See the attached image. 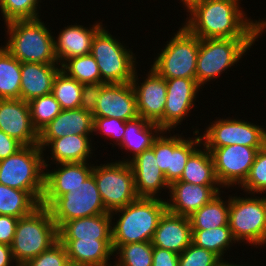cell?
Wrapping results in <instances>:
<instances>
[{
  "label": "cell",
  "mask_w": 266,
  "mask_h": 266,
  "mask_svg": "<svg viewBox=\"0 0 266 266\" xmlns=\"http://www.w3.org/2000/svg\"><path fill=\"white\" fill-rule=\"evenodd\" d=\"M21 62L0 45V99H20Z\"/></svg>",
  "instance_id": "obj_33"
},
{
  "label": "cell",
  "mask_w": 266,
  "mask_h": 266,
  "mask_svg": "<svg viewBox=\"0 0 266 266\" xmlns=\"http://www.w3.org/2000/svg\"><path fill=\"white\" fill-rule=\"evenodd\" d=\"M68 262L67 250L58 240L48 250L28 260L23 266H65Z\"/></svg>",
  "instance_id": "obj_43"
},
{
  "label": "cell",
  "mask_w": 266,
  "mask_h": 266,
  "mask_svg": "<svg viewBox=\"0 0 266 266\" xmlns=\"http://www.w3.org/2000/svg\"><path fill=\"white\" fill-rule=\"evenodd\" d=\"M128 163L133 171L135 190L138 197L162 198L169 191V184L164 172L157 165L152 147L144 150Z\"/></svg>",
  "instance_id": "obj_21"
},
{
  "label": "cell",
  "mask_w": 266,
  "mask_h": 266,
  "mask_svg": "<svg viewBox=\"0 0 266 266\" xmlns=\"http://www.w3.org/2000/svg\"><path fill=\"white\" fill-rule=\"evenodd\" d=\"M0 266H19L13 258L11 246L9 245L0 244Z\"/></svg>",
  "instance_id": "obj_48"
},
{
  "label": "cell",
  "mask_w": 266,
  "mask_h": 266,
  "mask_svg": "<svg viewBox=\"0 0 266 266\" xmlns=\"http://www.w3.org/2000/svg\"><path fill=\"white\" fill-rule=\"evenodd\" d=\"M153 246L181 254L192 243L189 217L165 211L151 240Z\"/></svg>",
  "instance_id": "obj_23"
},
{
  "label": "cell",
  "mask_w": 266,
  "mask_h": 266,
  "mask_svg": "<svg viewBox=\"0 0 266 266\" xmlns=\"http://www.w3.org/2000/svg\"><path fill=\"white\" fill-rule=\"evenodd\" d=\"M58 241V228L49 209L39 205L30 214L19 218L11 245L13 258L19 266L48 250Z\"/></svg>",
  "instance_id": "obj_5"
},
{
  "label": "cell",
  "mask_w": 266,
  "mask_h": 266,
  "mask_svg": "<svg viewBox=\"0 0 266 266\" xmlns=\"http://www.w3.org/2000/svg\"><path fill=\"white\" fill-rule=\"evenodd\" d=\"M152 266H179V254L153 246Z\"/></svg>",
  "instance_id": "obj_46"
},
{
  "label": "cell",
  "mask_w": 266,
  "mask_h": 266,
  "mask_svg": "<svg viewBox=\"0 0 266 266\" xmlns=\"http://www.w3.org/2000/svg\"><path fill=\"white\" fill-rule=\"evenodd\" d=\"M194 1H196V0H180V3H182V8H187L192 2H194Z\"/></svg>",
  "instance_id": "obj_50"
},
{
  "label": "cell",
  "mask_w": 266,
  "mask_h": 266,
  "mask_svg": "<svg viewBox=\"0 0 266 266\" xmlns=\"http://www.w3.org/2000/svg\"><path fill=\"white\" fill-rule=\"evenodd\" d=\"M83 84L60 70L53 82L52 94L62 110L77 109L81 102Z\"/></svg>",
  "instance_id": "obj_36"
},
{
  "label": "cell",
  "mask_w": 266,
  "mask_h": 266,
  "mask_svg": "<svg viewBox=\"0 0 266 266\" xmlns=\"http://www.w3.org/2000/svg\"><path fill=\"white\" fill-rule=\"evenodd\" d=\"M139 69L135 70L131 84L133 86L137 111L139 117L150 122L157 123L163 130V113L166 103L167 85L166 79L159 75L153 68L147 70L141 81L138 77Z\"/></svg>",
  "instance_id": "obj_15"
},
{
  "label": "cell",
  "mask_w": 266,
  "mask_h": 266,
  "mask_svg": "<svg viewBox=\"0 0 266 266\" xmlns=\"http://www.w3.org/2000/svg\"><path fill=\"white\" fill-rule=\"evenodd\" d=\"M102 83L83 84L79 108L92 115L96 111L97 99L101 94Z\"/></svg>",
  "instance_id": "obj_44"
},
{
  "label": "cell",
  "mask_w": 266,
  "mask_h": 266,
  "mask_svg": "<svg viewBox=\"0 0 266 266\" xmlns=\"http://www.w3.org/2000/svg\"><path fill=\"white\" fill-rule=\"evenodd\" d=\"M19 218L0 215V244L11 246Z\"/></svg>",
  "instance_id": "obj_45"
},
{
  "label": "cell",
  "mask_w": 266,
  "mask_h": 266,
  "mask_svg": "<svg viewBox=\"0 0 266 266\" xmlns=\"http://www.w3.org/2000/svg\"><path fill=\"white\" fill-rule=\"evenodd\" d=\"M220 258L211 251L191 243L179 254V266H218Z\"/></svg>",
  "instance_id": "obj_42"
},
{
  "label": "cell",
  "mask_w": 266,
  "mask_h": 266,
  "mask_svg": "<svg viewBox=\"0 0 266 266\" xmlns=\"http://www.w3.org/2000/svg\"><path fill=\"white\" fill-rule=\"evenodd\" d=\"M178 181L195 185H220L215 174L212 156L204 145L189 157Z\"/></svg>",
  "instance_id": "obj_30"
},
{
  "label": "cell",
  "mask_w": 266,
  "mask_h": 266,
  "mask_svg": "<svg viewBox=\"0 0 266 266\" xmlns=\"http://www.w3.org/2000/svg\"><path fill=\"white\" fill-rule=\"evenodd\" d=\"M241 1L196 0L184 9L188 15L181 24L199 39L261 38L266 31V18L248 17L240 7Z\"/></svg>",
  "instance_id": "obj_1"
},
{
  "label": "cell",
  "mask_w": 266,
  "mask_h": 266,
  "mask_svg": "<svg viewBox=\"0 0 266 266\" xmlns=\"http://www.w3.org/2000/svg\"><path fill=\"white\" fill-rule=\"evenodd\" d=\"M244 194H229L228 225L238 246L246 243L262 249L266 247V195Z\"/></svg>",
  "instance_id": "obj_7"
},
{
  "label": "cell",
  "mask_w": 266,
  "mask_h": 266,
  "mask_svg": "<svg viewBox=\"0 0 266 266\" xmlns=\"http://www.w3.org/2000/svg\"><path fill=\"white\" fill-rule=\"evenodd\" d=\"M192 243L213 252L220 259H224L228 255L227 250H231L232 246L234 247L235 244H238L231 233L229 225L207 230L192 229Z\"/></svg>",
  "instance_id": "obj_32"
},
{
  "label": "cell",
  "mask_w": 266,
  "mask_h": 266,
  "mask_svg": "<svg viewBox=\"0 0 266 266\" xmlns=\"http://www.w3.org/2000/svg\"><path fill=\"white\" fill-rule=\"evenodd\" d=\"M48 209L57 228L73 219L108 213L92 174L80 185L58 197Z\"/></svg>",
  "instance_id": "obj_13"
},
{
  "label": "cell",
  "mask_w": 266,
  "mask_h": 266,
  "mask_svg": "<svg viewBox=\"0 0 266 266\" xmlns=\"http://www.w3.org/2000/svg\"><path fill=\"white\" fill-rule=\"evenodd\" d=\"M40 203L28 192L0 183V215L21 218L30 214Z\"/></svg>",
  "instance_id": "obj_34"
},
{
  "label": "cell",
  "mask_w": 266,
  "mask_h": 266,
  "mask_svg": "<svg viewBox=\"0 0 266 266\" xmlns=\"http://www.w3.org/2000/svg\"><path fill=\"white\" fill-rule=\"evenodd\" d=\"M221 188V185H195L175 181L169 185V196L165 198L167 211L189 217L222 192Z\"/></svg>",
  "instance_id": "obj_19"
},
{
  "label": "cell",
  "mask_w": 266,
  "mask_h": 266,
  "mask_svg": "<svg viewBox=\"0 0 266 266\" xmlns=\"http://www.w3.org/2000/svg\"><path fill=\"white\" fill-rule=\"evenodd\" d=\"M192 130L193 136L188 138L183 133L172 135L171 131H162L153 141L157 165L164 172L169 185L181 178L189 157L202 145L200 130Z\"/></svg>",
  "instance_id": "obj_12"
},
{
  "label": "cell",
  "mask_w": 266,
  "mask_h": 266,
  "mask_svg": "<svg viewBox=\"0 0 266 266\" xmlns=\"http://www.w3.org/2000/svg\"><path fill=\"white\" fill-rule=\"evenodd\" d=\"M42 0H0L4 24L14 20L35 19L41 16ZM40 5V6H39ZM39 9V10H38Z\"/></svg>",
  "instance_id": "obj_39"
},
{
  "label": "cell",
  "mask_w": 266,
  "mask_h": 266,
  "mask_svg": "<svg viewBox=\"0 0 266 266\" xmlns=\"http://www.w3.org/2000/svg\"><path fill=\"white\" fill-rule=\"evenodd\" d=\"M207 150L212 156L217 180L226 190L238 188L245 182L259 151L235 144Z\"/></svg>",
  "instance_id": "obj_14"
},
{
  "label": "cell",
  "mask_w": 266,
  "mask_h": 266,
  "mask_svg": "<svg viewBox=\"0 0 266 266\" xmlns=\"http://www.w3.org/2000/svg\"><path fill=\"white\" fill-rule=\"evenodd\" d=\"M202 134V135H201ZM202 145L215 149L228 145H244L261 149L266 145V126L236 117H216L201 133Z\"/></svg>",
  "instance_id": "obj_11"
},
{
  "label": "cell",
  "mask_w": 266,
  "mask_h": 266,
  "mask_svg": "<svg viewBox=\"0 0 266 266\" xmlns=\"http://www.w3.org/2000/svg\"><path fill=\"white\" fill-rule=\"evenodd\" d=\"M65 266H79V265L72 263V262H68Z\"/></svg>",
  "instance_id": "obj_51"
},
{
  "label": "cell",
  "mask_w": 266,
  "mask_h": 266,
  "mask_svg": "<svg viewBox=\"0 0 266 266\" xmlns=\"http://www.w3.org/2000/svg\"><path fill=\"white\" fill-rule=\"evenodd\" d=\"M259 38L199 39L196 82L202 88L240 63Z\"/></svg>",
  "instance_id": "obj_4"
},
{
  "label": "cell",
  "mask_w": 266,
  "mask_h": 266,
  "mask_svg": "<svg viewBox=\"0 0 266 266\" xmlns=\"http://www.w3.org/2000/svg\"><path fill=\"white\" fill-rule=\"evenodd\" d=\"M176 31L150 66L165 79H196L199 38L182 24Z\"/></svg>",
  "instance_id": "obj_9"
},
{
  "label": "cell",
  "mask_w": 266,
  "mask_h": 266,
  "mask_svg": "<svg viewBox=\"0 0 266 266\" xmlns=\"http://www.w3.org/2000/svg\"><path fill=\"white\" fill-rule=\"evenodd\" d=\"M92 135L93 115L81 108L61 112L39 132L38 145L43 149L51 140L68 135Z\"/></svg>",
  "instance_id": "obj_25"
},
{
  "label": "cell",
  "mask_w": 266,
  "mask_h": 266,
  "mask_svg": "<svg viewBox=\"0 0 266 266\" xmlns=\"http://www.w3.org/2000/svg\"><path fill=\"white\" fill-rule=\"evenodd\" d=\"M28 103L32 124L38 133L62 110L52 93L35 98Z\"/></svg>",
  "instance_id": "obj_38"
},
{
  "label": "cell",
  "mask_w": 266,
  "mask_h": 266,
  "mask_svg": "<svg viewBox=\"0 0 266 266\" xmlns=\"http://www.w3.org/2000/svg\"><path fill=\"white\" fill-rule=\"evenodd\" d=\"M222 191L210 202L189 216L192 229H214L228 225L229 219V195L225 198ZM228 198V199H227ZM225 200V201H224Z\"/></svg>",
  "instance_id": "obj_31"
},
{
  "label": "cell",
  "mask_w": 266,
  "mask_h": 266,
  "mask_svg": "<svg viewBox=\"0 0 266 266\" xmlns=\"http://www.w3.org/2000/svg\"><path fill=\"white\" fill-rule=\"evenodd\" d=\"M42 148L24 145L16 153L0 161V183L28 191L41 203L45 188V165Z\"/></svg>",
  "instance_id": "obj_6"
},
{
  "label": "cell",
  "mask_w": 266,
  "mask_h": 266,
  "mask_svg": "<svg viewBox=\"0 0 266 266\" xmlns=\"http://www.w3.org/2000/svg\"><path fill=\"white\" fill-rule=\"evenodd\" d=\"M93 117H114L125 122L138 118L136 95L131 82L102 83Z\"/></svg>",
  "instance_id": "obj_18"
},
{
  "label": "cell",
  "mask_w": 266,
  "mask_h": 266,
  "mask_svg": "<svg viewBox=\"0 0 266 266\" xmlns=\"http://www.w3.org/2000/svg\"><path fill=\"white\" fill-rule=\"evenodd\" d=\"M24 145L0 130V161L16 153Z\"/></svg>",
  "instance_id": "obj_47"
},
{
  "label": "cell",
  "mask_w": 266,
  "mask_h": 266,
  "mask_svg": "<svg viewBox=\"0 0 266 266\" xmlns=\"http://www.w3.org/2000/svg\"><path fill=\"white\" fill-rule=\"evenodd\" d=\"M58 239L112 240L111 214L67 221L58 228Z\"/></svg>",
  "instance_id": "obj_28"
},
{
  "label": "cell",
  "mask_w": 266,
  "mask_h": 266,
  "mask_svg": "<svg viewBox=\"0 0 266 266\" xmlns=\"http://www.w3.org/2000/svg\"><path fill=\"white\" fill-rule=\"evenodd\" d=\"M58 240L65 246L69 262L79 266H113L112 240Z\"/></svg>",
  "instance_id": "obj_27"
},
{
  "label": "cell",
  "mask_w": 266,
  "mask_h": 266,
  "mask_svg": "<svg viewBox=\"0 0 266 266\" xmlns=\"http://www.w3.org/2000/svg\"><path fill=\"white\" fill-rule=\"evenodd\" d=\"M92 175L107 212L125 207L138 198L133 171L128 162L93 163Z\"/></svg>",
  "instance_id": "obj_10"
},
{
  "label": "cell",
  "mask_w": 266,
  "mask_h": 266,
  "mask_svg": "<svg viewBox=\"0 0 266 266\" xmlns=\"http://www.w3.org/2000/svg\"><path fill=\"white\" fill-rule=\"evenodd\" d=\"M95 22L89 27L76 23L60 29L59 35L54 36V52L58 64L62 66L68 59L91 54L92 40L103 27L102 21Z\"/></svg>",
  "instance_id": "obj_22"
},
{
  "label": "cell",
  "mask_w": 266,
  "mask_h": 266,
  "mask_svg": "<svg viewBox=\"0 0 266 266\" xmlns=\"http://www.w3.org/2000/svg\"><path fill=\"white\" fill-rule=\"evenodd\" d=\"M92 162L58 163L54 169L45 165V188L40 204L48 208L58 197L84 182L93 172Z\"/></svg>",
  "instance_id": "obj_17"
},
{
  "label": "cell",
  "mask_w": 266,
  "mask_h": 266,
  "mask_svg": "<svg viewBox=\"0 0 266 266\" xmlns=\"http://www.w3.org/2000/svg\"><path fill=\"white\" fill-rule=\"evenodd\" d=\"M60 64L21 63L20 99L31 100L52 93L54 79Z\"/></svg>",
  "instance_id": "obj_26"
},
{
  "label": "cell",
  "mask_w": 266,
  "mask_h": 266,
  "mask_svg": "<svg viewBox=\"0 0 266 266\" xmlns=\"http://www.w3.org/2000/svg\"><path fill=\"white\" fill-rule=\"evenodd\" d=\"M113 246V266H152L153 245L151 242H135Z\"/></svg>",
  "instance_id": "obj_35"
},
{
  "label": "cell",
  "mask_w": 266,
  "mask_h": 266,
  "mask_svg": "<svg viewBox=\"0 0 266 266\" xmlns=\"http://www.w3.org/2000/svg\"><path fill=\"white\" fill-rule=\"evenodd\" d=\"M61 70L82 84L104 83L98 64L91 54L68 59L61 66Z\"/></svg>",
  "instance_id": "obj_37"
},
{
  "label": "cell",
  "mask_w": 266,
  "mask_h": 266,
  "mask_svg": "<svg viewBox=\"0 0 266 266\" xmlns=\"http://www.w3.org/2000/svg\"><path fill=\"white\" fill-rule=\"evenodd\" d=\"M0 130L23 145H37L39 142L29 103L22 99H0Z\"/></svg>",
  "instance_id": "obj_20"
},
{
  "label": "cell",
  "mask_w": 266,
  "mask_h": 266,
  "mask_svg": "<svg viewBox=\"0 0 266 266\" xmlns=\"http://www.w3.org/2000/svg\"><path fill=\"white\" fill-rule=\"evenodd\" d=\"M93 136L91 135H68L51 140L43 149L44 165L58 164V163H77L90 162L93 156ZM92 139V140H91ZM51 148V149H49ZM48 149V150H47ZM46 150L51 151L46 156ZM48 160V161H47ZM51 161L50 164L48 163ZM53 162V163H52Z\"/></svg>",
  "instance_id": "obj_24"
},
{
  "label": "cell",
  "mask_w": 266,
  "mask_h": 266,
  "mask_svg": "<svg viewBox=\"0 0 266 266\" xmlns=\"http://www.w3.org/2000/svg\"><path fill=\"white\" fill-rule=\"evenodd\" d=\"M126 127V122L112 118L106 117H93V137L98 134L104 135L105 139L111 140L113 143L112 147L119 146L123 140V135ZM109 138V139H108Z\"/></svg>",
  "instance_id": "obj_41"
},
{
  "label": "cell",
  "mask_w": 266,
  "mask_h": 266,
  "mask_svg": "<svg viewBox=\"0 0 266 266\" xmlns=\"http://www.w3.org/2000/svg\"><path fill=\"white\" fill-rule=\"evenodd\" d=\"M167 95L163 113V131H177L189 113L194 109L195 101L202 89L196 79H166Z\"/></svg>",
  "instance_id": "obj_16"
},
{
  "label": "cell",
  "mask_w": 266,
  "mask_h": 266,
  "mask_svg": "<svg viewBox=\"0 0 266 266\" xmlns=\"http://www.w3.org/2000/svg\"><path fill=\"white\" fill-rule=\"evenodd\" d=\"M239 188L243 193L266 195V145L259 149L248 177Z\"/></svg>",
  "instance_id": "obj_40"
},
{
  "label": "cell",
  "mask_w": 266,
  "mask_h": 266,
  "mask_svg": "<svg viewBox=\"0 0 266 266\" xmlns=\"http://www.w3.org/2000/svg\"><path fill=\"white\" fill-rule=\"evenodd\" d=\"M166 210L163 196V198L138 197L125 207L111 212L112 245L151 242L159 219Z\"/></svg>",
  "instance_id": "obj_2"
},
{
  "label": "cell",
  "mask_w": 266,
  "mask_h": 266,
  "mask_svg": "<svg viewBox=\"0 0 266 266\" xmlns=\"http://www.w3.org/2000/svg\"><path fill=\"white\" fill-rule=\"evenodd\" d=\"M240 262L234 263L233 261L229 262L227 259H220L219 265L218 266H252V265H248V263L246 262V264H239Z\"/></svg>",
  "instance_id": "obj_49"
},
{
  "label": "cell",
  "mask_w": 266,
  "mask_h": 266,
  "mask_svg": "<svg viewBox=\"0 0 266 266\" xmlns=\"http://www.w3.org/2000/svg\"><path fill=\"white\" fill-rule=\"evenodd\" d=\"M103 26L94 36L91 55L95 58L104 83H129L139 65L135 53ZM128 47V48H127Z\"/></svg>",
  "instance_id": "obj_8"
},
{
  "label": "cell",
  "mask_w": 266,
  "mask_h": 266,
  "mask_svg": "<svg viewBox=\"0 0 266 266\" xmlns=\"http://www.w3.org/2000/svg\"><path fill=\"white\" fill-rule=\"evenodd\" d=\"M3 46L22 62L58 64L54 52V34L42 19L14 20L5 24ZM47 26V27H46Z\"/></svg>",
  "instance_id": "obj_3"
},
{
  "label": "cell",
  "mask_w": 266,
  "mask_h": 266,
  "mask_svg": "<svg viewBox=\"0 0 266 266\" xmlns=\"http://www.w3.org/2000/svg\"><path fill=\"white\" fill-rule=\"evenodd\" d=\"M162 131L157 123L150 122L142 117L127 121L123 140L118 147L121 151L124 149L125 152H130L132 157L128 154L129 157L126 156V159L122 158L118 161L129 162L144 150L151 148L153 141Z\"/></svg>",
  "instance_id": "obj_29"
}]
</instances>
